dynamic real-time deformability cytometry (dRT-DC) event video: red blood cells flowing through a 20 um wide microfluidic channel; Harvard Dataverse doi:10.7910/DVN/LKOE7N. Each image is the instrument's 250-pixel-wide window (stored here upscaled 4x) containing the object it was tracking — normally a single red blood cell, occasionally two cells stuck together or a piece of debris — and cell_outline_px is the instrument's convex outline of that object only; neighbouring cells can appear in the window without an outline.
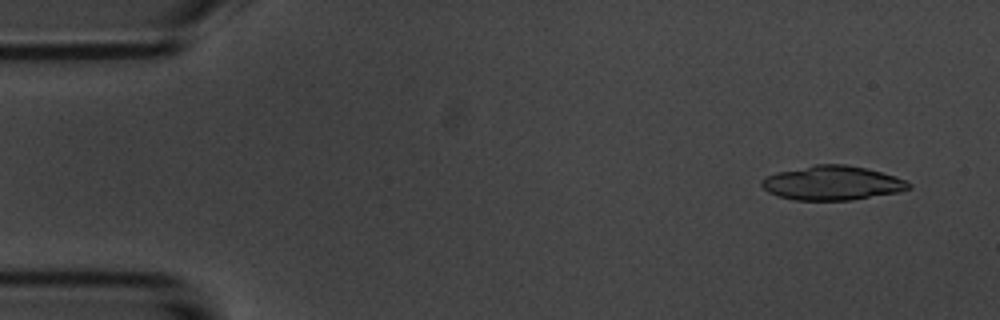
{"species": "common noctule bat (a hibernating species)", "species_latin": "Nyctalus noctula", "temperature_condition": "room temperature", "stored_images_in_passage": 4, "camera_frame_rate_fps": 3000, "um_per_image_px": 0.085, "animal": {"sex": "male", "body_mass_g": 20.1, "forearm_length_mm": 53.5}, "frame": {"image": 1, "passage_image": 1, "time_ms": 0.0, "image_size_px": [1000, 320], "cell_outline_px": [[912, 188], [896, 192], [852, 200], [796, 200], [776, 196], [768, 192], [760, 184], [760, 180], [776, 172], [816, 164], [844, 164], [864, 168], [896, 176], [912, 184]], "centroid_in_image_um": [70.71, 15.56], "position_along_channel_um": 14.3, "area_um2": 29.25}}